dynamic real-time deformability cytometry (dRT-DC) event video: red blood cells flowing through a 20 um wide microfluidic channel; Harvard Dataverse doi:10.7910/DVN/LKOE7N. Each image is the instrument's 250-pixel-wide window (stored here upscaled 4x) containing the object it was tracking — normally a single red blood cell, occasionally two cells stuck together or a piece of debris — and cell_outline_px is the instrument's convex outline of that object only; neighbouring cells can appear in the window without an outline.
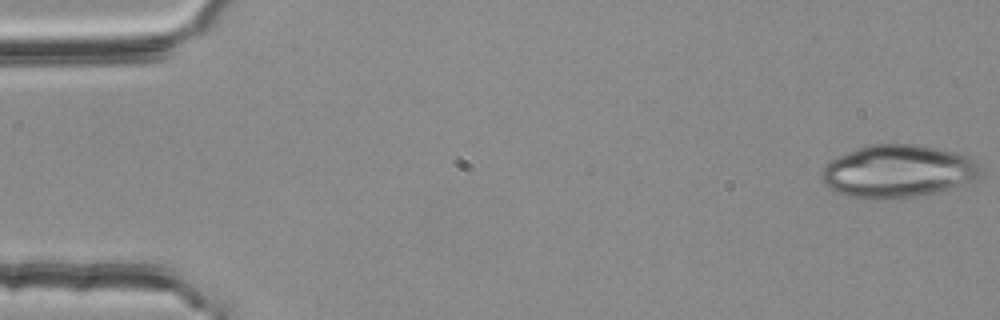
{"species": "common noctule bat (a hibernating species)", "species_latin": "Nyctalus noctula", "temperature_condition": "room temperature", "stored_images_in_passage": 4, "camera_frame_rate_fps": 3000, "um_per_image_px": 0.085, "animal": {"sex": "female", "body_mass_g": 25.1}, "frame": {"image": 1, "passage_image": 1, "time_ms": 0.0, "image_size_px": [1000, 320], "cell_outline_px": [[980, 176], [976, 180], [956, 188], [916, 196], [892, 200], [872, 200], [844, 196], [828, 188], [824, 184], [820, 176], [820, 172], [832, 160], [848, 152], [868, 144], [912, 144], [956, 152], [968, 156], [976, 160], [980, 172]], "centroid_in_image_um": [76.32, 14.59], "position_along_channel_um": 8.7, "area_um2": 49.36}}